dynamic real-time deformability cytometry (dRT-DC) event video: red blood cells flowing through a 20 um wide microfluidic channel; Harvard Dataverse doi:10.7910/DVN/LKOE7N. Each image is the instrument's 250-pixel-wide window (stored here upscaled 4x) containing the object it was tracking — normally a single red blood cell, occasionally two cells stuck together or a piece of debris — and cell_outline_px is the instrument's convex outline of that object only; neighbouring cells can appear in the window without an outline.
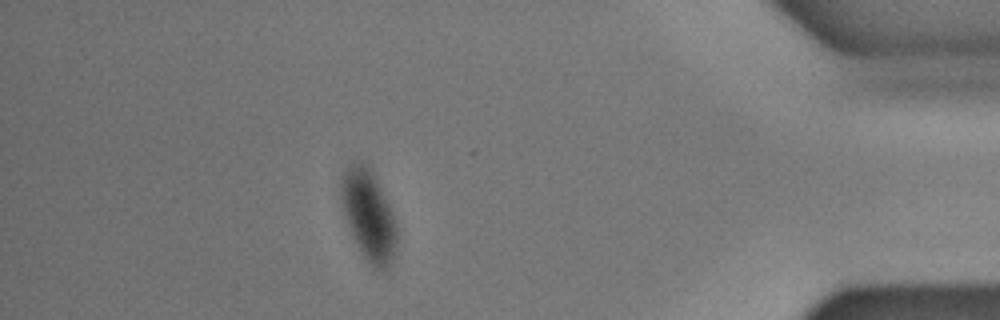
{"species": "common noctule bat (a hibernating species)", "species_latin": "Nyctalus noctula", "temperature_condition": "warm", "stored_images_in_passage": 56, "camera_frame_rate_fps": 3000, "um_per_image_px": 0.085, "animal": {"sex": "male", "body_mass_g": 17.9}, "frame": {"image": 1, "passage_image": 50, "time_ms": 16.333, "image_size_px": [1000, 320], "cell_outline_px": [[400, 232], [396, 252], [392, 264], [388, 268], [380, 272], [372, 268], [368, 264], [360, 252], [352, 236], [340, 208], [340, 176], [348, 164], [356, 160], [360, 160], [372, 168], [392, 212]], "centroid_in_image_um": [31.33, 18.32], "position_along_channel_um": 403.9, "area_um2": 30.98}}